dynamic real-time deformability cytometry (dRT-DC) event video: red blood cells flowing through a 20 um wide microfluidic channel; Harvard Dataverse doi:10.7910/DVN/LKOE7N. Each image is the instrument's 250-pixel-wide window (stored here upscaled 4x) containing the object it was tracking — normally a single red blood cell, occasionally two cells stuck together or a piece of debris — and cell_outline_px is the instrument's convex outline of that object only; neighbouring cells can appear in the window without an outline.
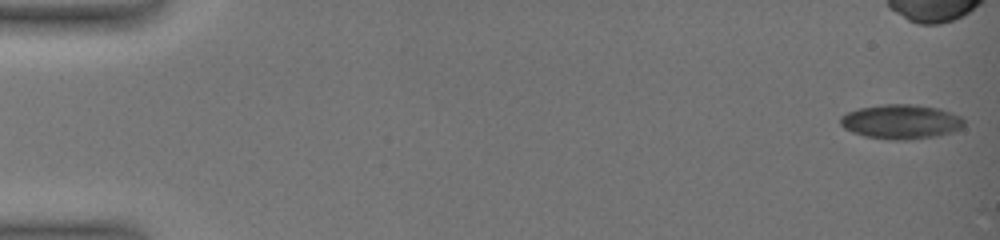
{"species": "common noctule bat (a hibernating species)", "species_latin": "Nyctalus noctula", "temperature_condition": "warm", "stored_images_in_passage": 29, "camera_frame_rate_fps": 3000, "um_per_image_px": 0.085, "animal": {"sex": "female", "body_mass_g": 19.0, "forearm_length_mm": 51.5}, "frame": {"image": 1, "passage_image": 1, "time_ms": 0.0, "image_size_px": [1000, 240], "cell_outline_px": [[964, 124], [960, 128], [952, 132], [936, 136], [908, 140], [892, 140], [864, 136], [852, 132], [844, 128], [840, 124], [840, 116], [848, 112], [860, 108], [884, 104], [916, 104], [940, 108], [960, 116], [964, 120]], "centroid_in_image_um": [76.58, 10.34], "position_along_channel_um": 8.4, "area_um2": 24.91}}
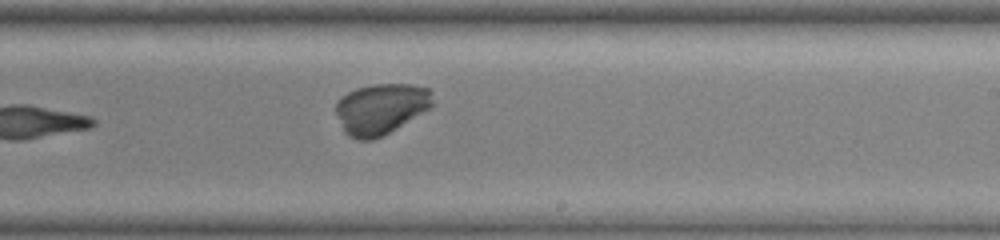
{"frame": {"image": 2, "passage_image": 29, "time_ms": 12.667, "image_size_px": [1000, 240], "cell_outline_px": [[432, 108], [388, 132], [380, 136], [368, 140], [360, 140], [348, 136], [344, 132], [336, 112], [336, 100], [340, 96], [356, 88], [372, 84], [412, 84], [428, 88], [432, 92]], "centroid_in_image_um": [32.37, 9.22], "position_along_channel_um": 256.6, "area_um2": 28.61}}